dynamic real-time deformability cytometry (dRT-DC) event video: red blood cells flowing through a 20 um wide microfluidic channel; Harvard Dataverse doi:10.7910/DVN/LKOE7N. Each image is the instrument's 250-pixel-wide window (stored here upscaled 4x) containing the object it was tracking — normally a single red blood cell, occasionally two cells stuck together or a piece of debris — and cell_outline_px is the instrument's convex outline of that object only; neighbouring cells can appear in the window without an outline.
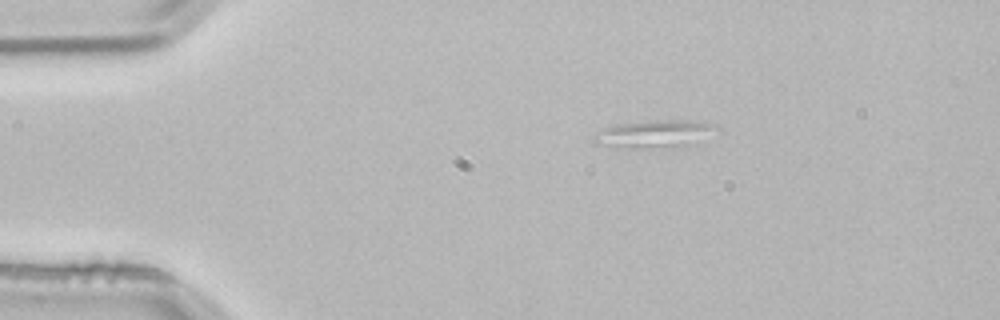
{"species": "common noctule bat (a hibernating species)", "species_latin": "Nyctalus noctula", "temperature_condition": "room temperature", "stored_images_in_passage": 4, "camera_frame_rate_fps": 3000, "um_per_image_px": 0.085, "animal": {"sex": "male", "body_mass_g": 21.5, "forearm_length_mm": 52.0}, "frame": {"image": 1, "passage_image": 4, "time_ms": 1.0, "image_size_px": [1000, 320], "cell_outline_px": [[720, 128], [688, 144], [664, 148], [616, 148], [592, 144], [592, 136], [596, 132], [604, 128], [616, 124], [656, 120], [688, 120], [716, 124]], "centroid_in_image_um": [55.48, 11.39], "position_along_channel_um": 29.5, "area_um2": 19.77}}